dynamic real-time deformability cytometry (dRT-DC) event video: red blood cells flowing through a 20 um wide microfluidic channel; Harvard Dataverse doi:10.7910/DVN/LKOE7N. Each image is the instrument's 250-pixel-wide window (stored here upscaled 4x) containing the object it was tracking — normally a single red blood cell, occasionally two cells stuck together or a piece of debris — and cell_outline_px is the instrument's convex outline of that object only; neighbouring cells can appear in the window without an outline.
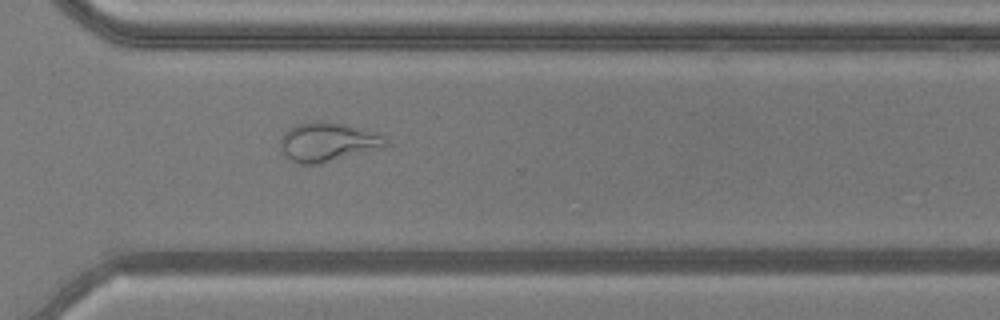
{"species": "common noctule bat (a hibernating species)", "species_latin": "Nyctalus noctula", "temperature_condition": "warm", "stored_images_in_passage": 45, "camera_frame_rate_fps": 3000, "um_per_image_px": 0.085, "animal": {"sex": "male", "body_mass_g": 20.5, "forearm_length_mm": 52.5}, "frame": {"image": 1, "passage_image": 30, "time_ms": 9.667, "image_size_px": [1000, 320], "cell_outline_px": [[388, 144], [384, 148], [304, 168], [296, 164], [284, 156], [280, 148], [280, 136], [288, 128], [296, 124], [308, 120], [328, 120], [376, 132], [384, 136], [388, 140]], "centroid_in_image_um": [27.81, 12.09], "position_along_channel_um": 342.8, "area_um2": 25.14}}
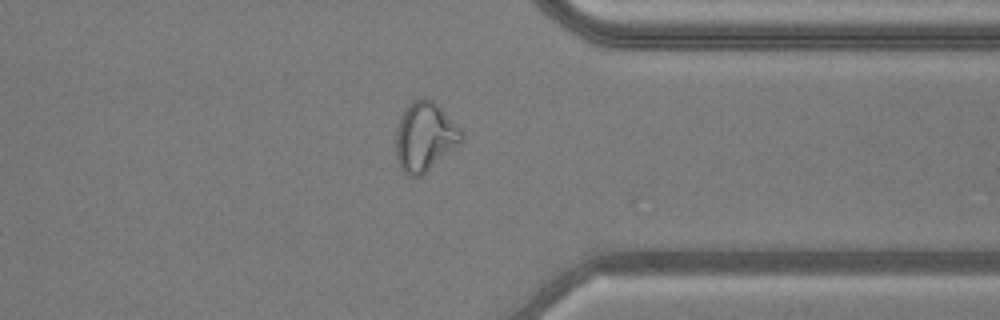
{"frame": {"image": 2, "passage_image": 33, "time_ms": 10.667, "image_size_px": [1000, 320], "cell_outline_px": [[464, 140], [460, 144], [420, 176], [408, 176], [400, 168], [396, 156], [396, 132], [400, 116], [404, 108], [412, 100], [424, 96], [432, 100], [464, 132]], "centroid_in_image_um": [36.1, 11.6], "position_along_channel_um": 375.3, "area_um2": 26.41}}
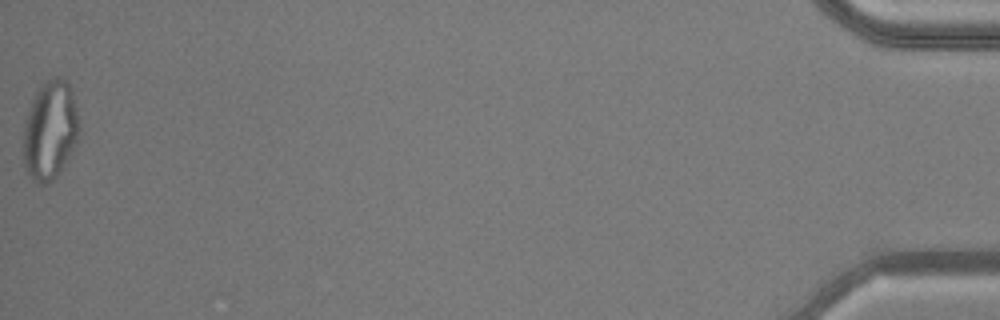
{"frame": {"image": 3, "passage_image": 45, "time_ms": 14.667, "image_size_px": [1000, 320], "cell_outline_px": [[80, 128], [76, 140], [68, 156], [56, 176], [52, 180], [44, 184], [40, 184], [32, 180], [24, 164], [24, 124], [32, 100], [36, 92], [48, 80], [56, 76], [64, 80], [68, 84], [76, 108]], "centroid_in_image_um": [4.24, 11.08], "position_along_channel_um": 431.0, "area_um2": 31.21}, "authors_computed_cell_mechanics": {"area_um2": 25.9522, "velocity_mm_per_s": 3.8692, "shape_relaxation_time_tau1_ms": null, "shape_relaxation_time_tau2_ms": 1.1253, "deformation_change_tau1": null, "deformation_change_tau2": 0.0976}}